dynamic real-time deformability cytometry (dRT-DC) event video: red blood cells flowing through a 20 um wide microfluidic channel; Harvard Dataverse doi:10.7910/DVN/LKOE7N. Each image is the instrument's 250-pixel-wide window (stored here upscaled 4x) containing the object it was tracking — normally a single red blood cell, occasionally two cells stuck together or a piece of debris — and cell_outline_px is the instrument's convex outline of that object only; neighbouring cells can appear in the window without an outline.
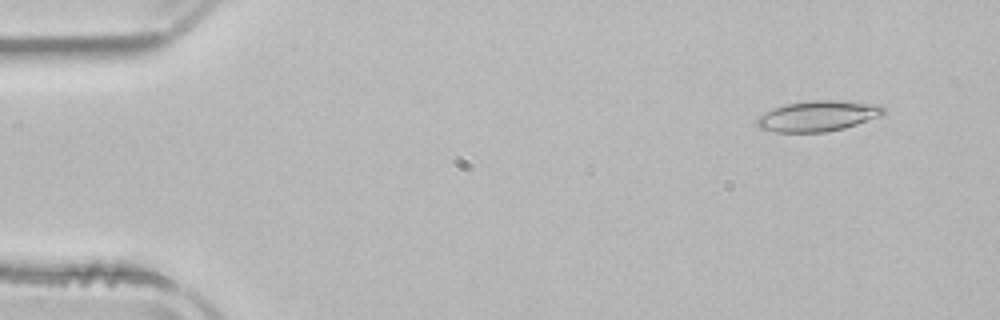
{"species": "common noctule bat (a hibernating species)", "species_latin": "Nyctalus noctula", "temperature_condition": "room temperature", "stored_images_in_passage": 5, "camera_frame_rate_fps": 3000, "um_per_image_px": 0.085, "animal": {"sex": "male", "body_mass_g": 21.5, "forearm_length_mm": 52.0}, "frame": {"image": 1, "passage_image": 2, "time_ms": 1.0, "image_size_px": [1000, 320], "cell_outline_px": [[884, 112], [880, 116], [844, 128], [824, 132], [776, 132], [760, 128], [756, 124], [756, 120], [760, 116], [776, 108], [788, 104], [812, 100], [840, 100], [880, 104], [884, 108]], "centroid_in_image_um": [69.56, 9.86], "position_along_channel_um": 15.4, "area_um2": 22.25}}
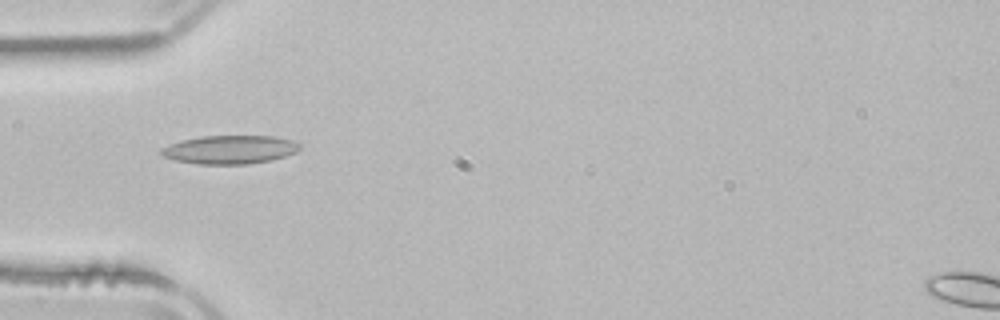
{"frame": {"image": 2, "passage_image": 5, "time_ms": 5.0, "image_size_px": [1000, 320], "cell_outline_px": [[300, 148], [296, 152], [272, 160], [248, 164], [200, 164], [172, 160], [160, 156], [160, 148], [168, 144], [200, 136], [272, 136], [292, 140], [300, 144]], "centroid_in_image_um": [19.49, 12.72], "position_along_channel_um": 65.5, "area_um2": 23.12}}